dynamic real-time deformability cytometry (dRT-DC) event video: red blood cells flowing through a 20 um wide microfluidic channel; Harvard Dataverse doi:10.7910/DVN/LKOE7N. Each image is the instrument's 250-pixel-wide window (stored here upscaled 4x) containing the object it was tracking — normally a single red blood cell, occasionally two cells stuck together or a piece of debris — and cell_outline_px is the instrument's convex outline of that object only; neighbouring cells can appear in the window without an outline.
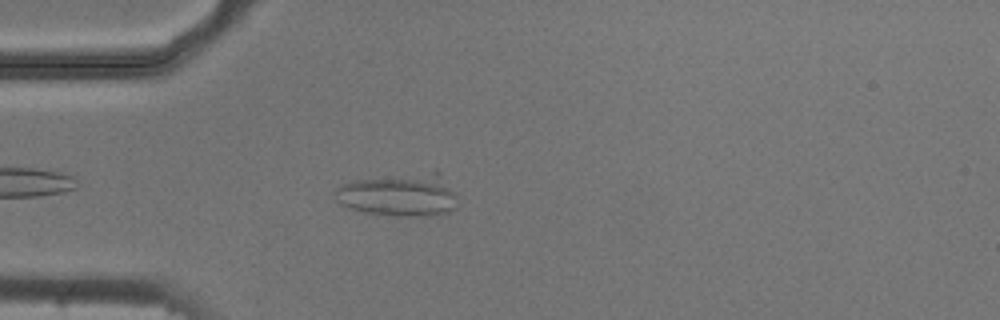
{"species": "common noctule bat (a hibernating species)", "species_latin": "Nyctalus noctula", "temperature_condition": "cold", "stored_images_in_passage": 35, "camera_frame_rate_fps": 3000, "um_per_image_px": 0.085, "animal": {"sex": "male", "body_mass_g": 20.5, "forearm_length_mm": 52.5}, "frame": {"image": 1, "passage_image": 5, "time_ms": 1.333, "image_size_px": [1000, 320], "cell_outline_px": [[456, 208], [448, 212], [428, 216], [396, 216], [364, 212], [348, 208], [340, 204], [336, 200], [336, 188], [340, 184], [356, 180], [432, 172], [440, 172], [456, 192]], "centroid_in_image_um": [33.96, 16.59], "position_along_channel_um": 51.0, "area_um2": 30.46}}
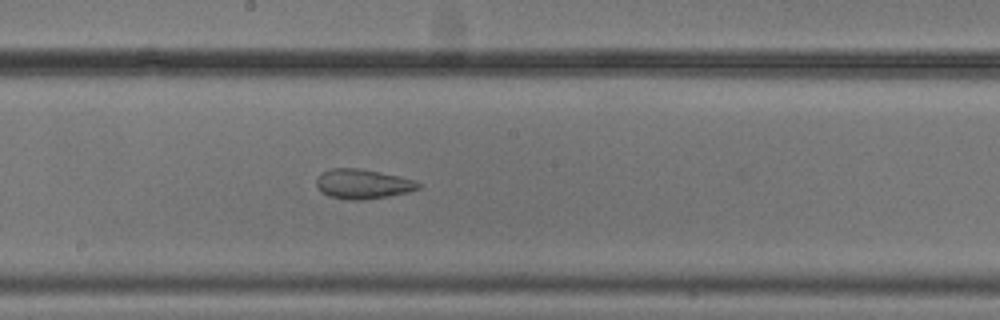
{"frame": {"image": 2, "passage_image": 19, "time_ms": 6.0, "image_size_px": [1000, 320], "cell_outline_px": [[420, 188], [408, 192], [388, 196], [364, 200], [352, 200], [328, 196], [320, 192], [316, 184], [316, 180], [320, 172], [332, 168], [360, 168], [380, 172], [416, 180], [420, 184]], "centroid_in_image_um": [30.81, 15.63], "position_along_channel_um": 217.4, "area_um2": 17.74}}
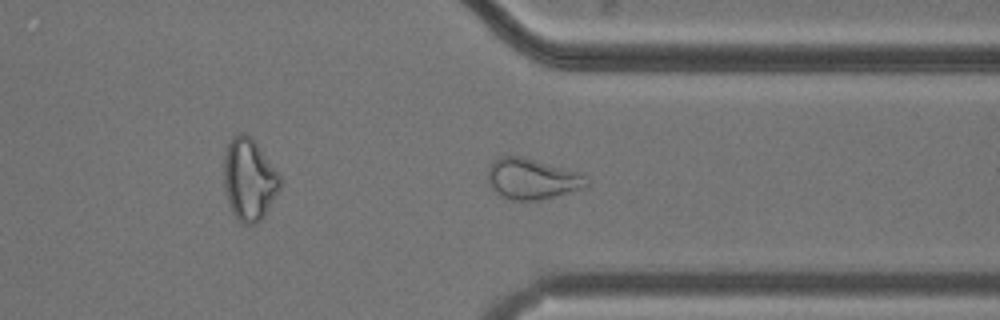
{"frame": {"image": 3, "passage_image": 31, "time_ms": 10.0, "image_size_px": [1000, 320], "cell_outline_px": [[588, 184], [584, 188], [572, 192], [540, 200], [512, 200], [496, 192], [488, 184], [488, 168], [500, 156], [520, 156], [576, 172], [588, 176]], "centroid_in_image_um": [45.24, 15.22], "position_along_channel_um": 366.2, "area_um2": 23.12}}